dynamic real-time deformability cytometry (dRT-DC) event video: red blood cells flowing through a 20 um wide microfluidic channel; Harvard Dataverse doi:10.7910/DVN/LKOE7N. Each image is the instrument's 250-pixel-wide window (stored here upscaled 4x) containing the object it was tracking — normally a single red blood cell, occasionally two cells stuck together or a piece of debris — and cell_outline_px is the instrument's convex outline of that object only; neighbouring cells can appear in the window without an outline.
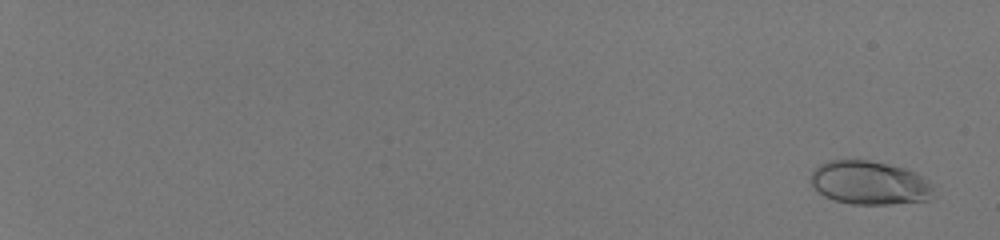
{"species": "human", "species_latin": "Homo sapiens", "temperature_condition": "room temperature", "stored_images_in_passage": 56, "camera_frame_rate_fps": 3000, "um_per_image_px": 0.085, "donor": {"sex": "male"}, "frame": {"image": 1, "passage_image": 3, "time_ms": 0.667, "image_size_px": [1000, 240], "cell_outline_px": [[936, 196], [928, 200], [888, 204], [852, 204], [836, 200], [824, 196], [812, 184], [812, 172], [820, 164], [828, 160], [868, 160], [904, 168], [928, 180], [932, 184]], "centroid_in_image_um": [73.95, 15.55], "position_along_channel_um": 11.0, "area_um2": 30.98}}
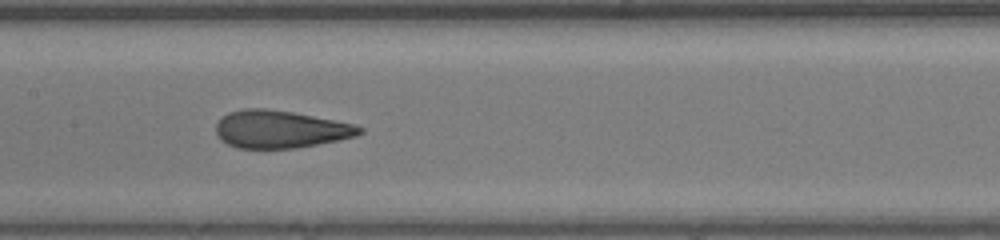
{"frame": {"image": 2, "passage_image": 35, "time_ms": 11.333, "image_size_px": [1000, 240], "cell_outline_px": [[364, 132], [356, 136], [296, 148], [236, 148], [220, 140], [216, 132], [216, 124], [220, 116], [228, 112], [244, 108], [264, 108], [292, 112], [352, 124], [364, 128]], "centroid_in_image_um": [23.76, 10.98], "position_along_channel_um": 183.6, "area_um2": 31.33}}
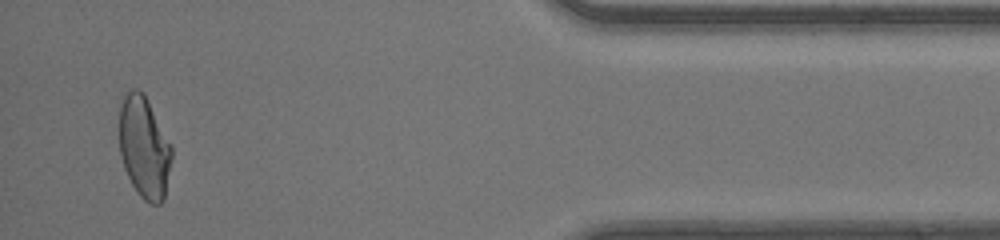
{"frame": {"image": 3, "passage_image": 55, "time_ms": 18.0, "image_size_px": [1000, 240], "cell_outline_px": [[172, 156], [164, 200], [160, 204], [152, 204], [144, 200], [140, 196], [132, 184], [124, 168], [120, 156], [120, 96], [132, 88], [136, 88], [144, 92], [172, 148]], "centroid_in_image_um": [12.24, 12.5], "position_along_channel_um": 423.0, "area_um2": 31.15}, "authors_computed_cell_mechanics": {"area_um2": 31.3276, "velocity_mm_per_s": 4.1976, "shape_relaxation_time_tau1_ms": 4.6673, "shape_relaxation_time_tau2_ms": 0.6824, "deformation_change_tau1": 0.2111, "deformation_change_tau2": 0.082}}